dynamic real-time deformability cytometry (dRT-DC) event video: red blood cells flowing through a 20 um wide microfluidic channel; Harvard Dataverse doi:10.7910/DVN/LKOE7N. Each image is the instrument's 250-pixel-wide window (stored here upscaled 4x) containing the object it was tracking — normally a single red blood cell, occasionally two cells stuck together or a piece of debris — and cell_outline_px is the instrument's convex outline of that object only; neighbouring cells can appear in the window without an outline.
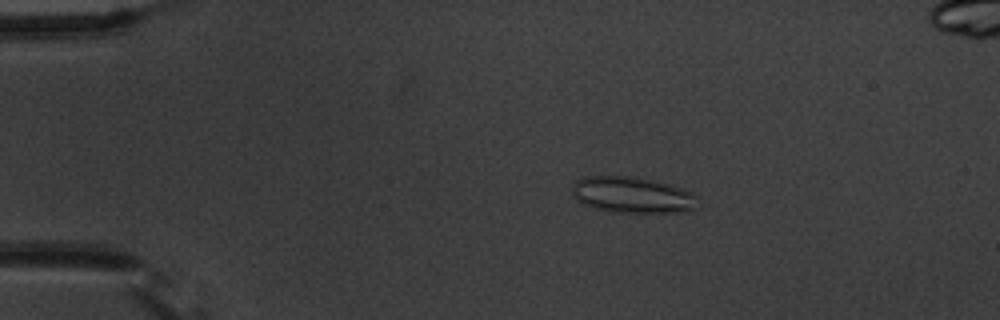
{"species": "common noctule bat (a hibernating species)", "species_latin": "Nyctalus noctula", "temperature_condition": "warm", "stored_images_in_passage": 57, "camera_frame_rate_fps": 3000, "um_per_image_px": 0.085, "animal": {"sex": "male", "body_mass_g": 20.1, "forearm_length_mm": 53.5}, "frame": {"image": 1, "passage_image": 12, "time_ms": 3.667, "image_size_px": [1000, 320], "cell_outline_px": [[700, 196], [696, 208], [688, 212], [612, 212], [596, 208], [584, 204], [572, 192], [572, 184], [576, 180], [584, 176], [632, 176], [668, 184], [684, 188]], "centroid_in_image_um": [53.82, 16.57], "position_along_channel_um": 31.2, "area_um2": 26.59}}
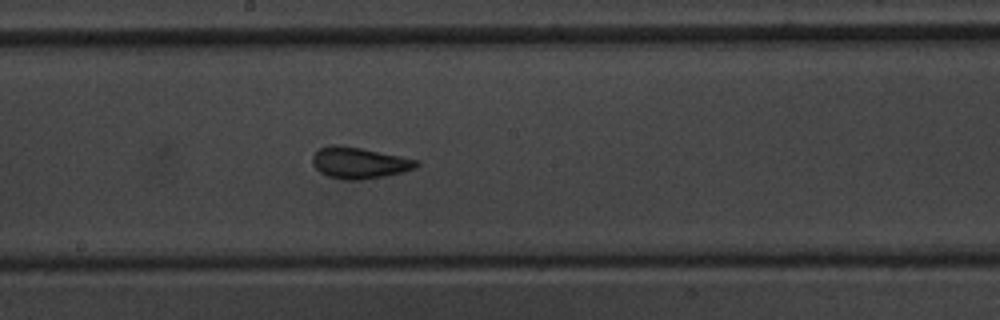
{"frame": {"image": 2, "passage_image": 32, "time_ms": 10.333, "image_size_px": [1000, 320], "cell_outline_px": [[420, 164], [416, 168], [384, 176], [360, 180], [344, 180], [328, 176], [320, 172], [312, 164], [312, 156], [320, 148], [332, 144], [336, 144], [360, 148], [420, 160]], "centroid_in_image_um": [30.53, 13.84], "position_along_channel_um": 217.7, "area_um2": 18.9}}
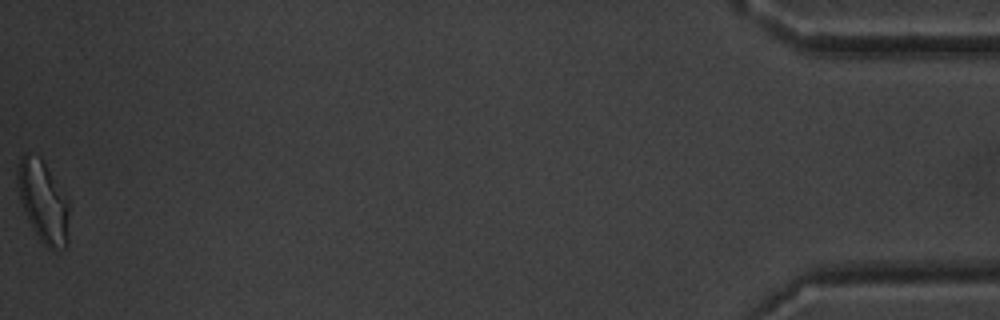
{"frame": {"image": 3, "passage_image": 57, "time_ms": 18.667, "image_size_px": [1000, 320], "cell_outline_px": [[68, 244], [64, 248], [48, 248], [40, 240], [32, 228], [28, 220], [20, 196], [16, 180], [16, 164], [20, 156], [24, 152], [28, 152], [40, 156], [68, 200]], "centroid_in_image_um": [3.64, 17.08], "position_along_channel_um": 431.6, "area_um2": 24.51}, "authors_computed_cell_mechanics": {"area_um2": 19.9988, "velocity_mm_per_s": 3.6744, "shape_relaxation_time_tau1_ms": null, "shape_relaxation_time_tau2_ms": 1.2973, "deformation_change_tau1": null, "deformation_change_tau2": 0.0832}}